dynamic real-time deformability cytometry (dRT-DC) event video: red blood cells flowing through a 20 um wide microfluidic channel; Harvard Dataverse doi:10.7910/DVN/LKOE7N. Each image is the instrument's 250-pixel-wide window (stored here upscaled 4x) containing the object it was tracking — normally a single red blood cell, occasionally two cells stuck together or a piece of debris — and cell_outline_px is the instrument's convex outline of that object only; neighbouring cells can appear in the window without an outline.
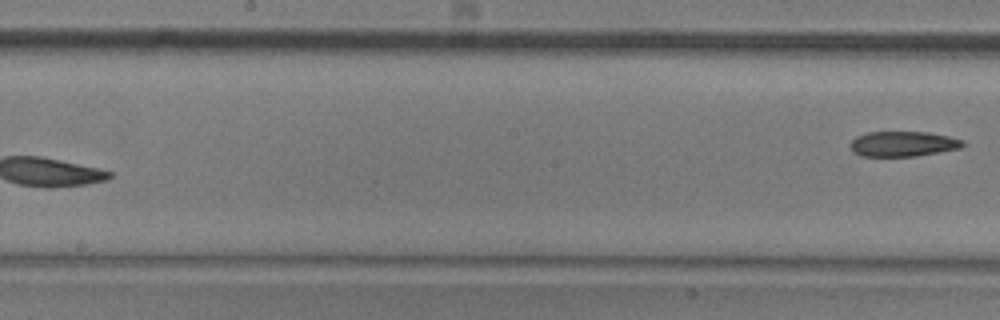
{"species": "common noctule bat (a hibernating species)", "species_latin": "Nyctalus noctula", "temperature_condition": "room temperature", "stored_images_in_passage": 8, "segment_of_instrument_passage": [2, 2], "camera_frame_rate_fps": 3000, "um_per_image_px": 0.085, "animal": {"sex": "male", "body_mass_g": 20.5, "forearm_length_mm": 52.5}, "frame": {"image": 1, "passage_image": 8, "time_ms": 2.333, "image_size_px": [1000, 320], "cell_outline_px": [[964, 144], [960, 148], [916, 156], [860, 156], [852, 152], [848, 144], [856, 136], [868, 132], [928, 132], [948, 136], [964, 140]], "centroid_in_image_um": [76.7, 12.23], "position_along_channel_um": 171.5, "area_um2": 16.59}}